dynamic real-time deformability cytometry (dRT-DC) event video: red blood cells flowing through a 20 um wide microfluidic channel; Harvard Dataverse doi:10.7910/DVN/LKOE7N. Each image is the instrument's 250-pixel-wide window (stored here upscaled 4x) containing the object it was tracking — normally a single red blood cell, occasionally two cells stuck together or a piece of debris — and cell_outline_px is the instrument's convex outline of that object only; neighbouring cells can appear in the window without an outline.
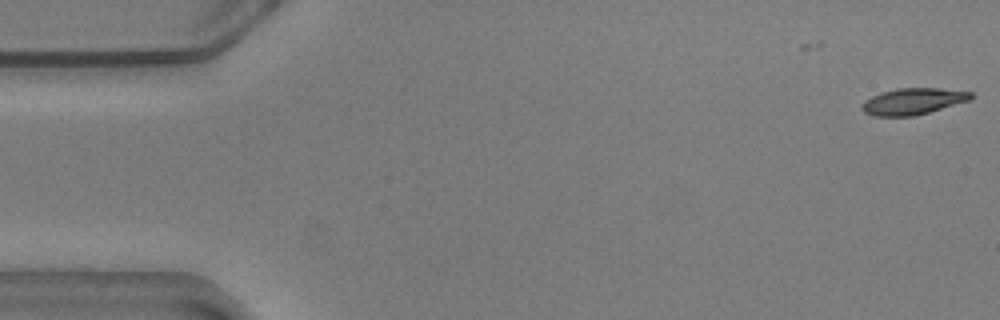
{"species": "common noctule bat (a hibernating species)", "species_latin": "Nyctalus noctula", "temperature_condition": "warm", "stored_images_in_passage": 3, "camera_frame_rate_fps": 3000, "um_per_image_px": 0.085, "animal": {"sex": "male", "body_mass_g": 20.5, "forearm_length_mm": 52.5}, "frame": {"image": 1, "passage_image": 3, "time_ms": 0.667, "image_size_px": [1000, 320], "cell_outline_px": [[972, 96], [968, 100], [916, 116], [872, 116], [864, 112], [860, 108], [860, 104], [864, 100], [880, 92], [896, 88], [940, 88], [972, 92]], "centroid_in_image_um": [77.52, 8.61], "position_along_channel_um": 7.5, "area_um2": 16.82}}